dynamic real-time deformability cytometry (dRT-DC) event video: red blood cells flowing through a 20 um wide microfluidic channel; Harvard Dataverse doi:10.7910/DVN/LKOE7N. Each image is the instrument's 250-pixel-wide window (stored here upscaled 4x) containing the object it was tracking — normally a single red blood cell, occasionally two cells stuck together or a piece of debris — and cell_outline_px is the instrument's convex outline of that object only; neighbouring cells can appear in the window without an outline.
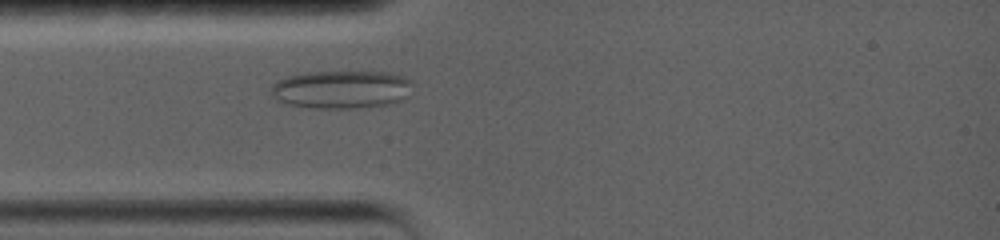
{"species": "common noctule bat (a hibernating species)", "species_latin": "Nyctalus noctula", "temperature_condition": "warm", "stored_images_in_passage": 49, "camera_frame_rate_fps": 5000, "um_per_image_px": 0.085, "animal": {"sex": "female", "body_mass_g": 19.0, "forearm_length_mm": 56.7}, "frame": {"image": 1, "passage_image": 9, "time_ms": 3.6, "image_size_px": [1000, 240], "cell_outline_px": [[412, 84], [408, 96], [400, 100], [388, 104], [352, 108], [312, 108], [288, 104], [272, 96], [272, 84], [288, 76], [308, 72], [384, 72], [404, 76], [412, 80]], "centroid_in_image_um": [29.05, 7.6], "position_along_channel_um": 56.0, "area_um2": 31.15}}
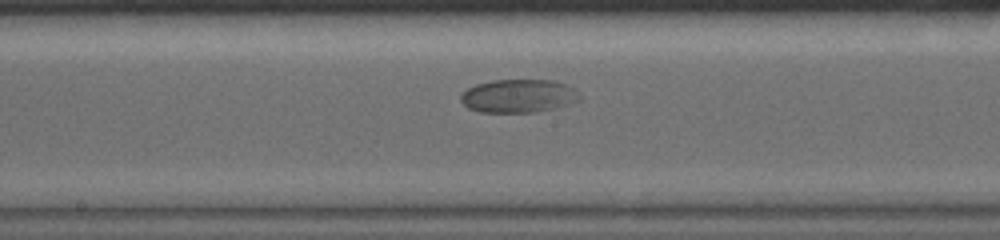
{"frame": {"image": 2, "passage_image": 29, "time_ms": 8.0, "image_size_px": [1000, 240], "cell_outline_px": [[580, 100], [556, 108], [536, 112], [480, 112], [468, 108], [460, 100], [460, 96], [468, 88], [476, 84], [492, 80], [556, 80], [576, 88], [580, 92]], "centroid_in_image_um": [44.11, 8.15], "position_along_channel_um": 204.1, "area_um2": 23.29}}
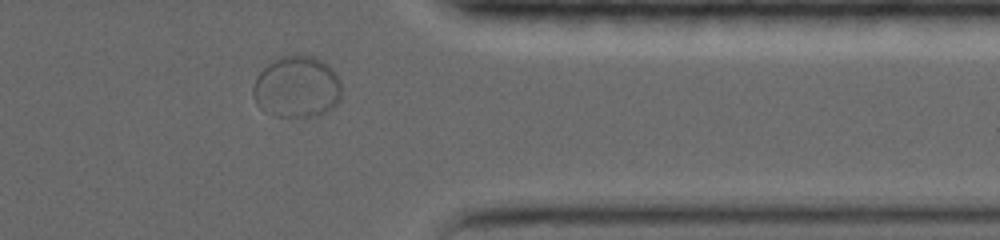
{"frame": {"image": 3, "passage_image": 44, "time_ms": 13.6, "image_size_px": [1000, 240], "cell_outline_px": [[340, 100], [332, 108], [316, 116], [276, 116], [264, 112], [256, 104], [252, 96], [252, 88], [256, 76], [268, 64], [280, 56], [296, 52], [312, 56], [320, 60], [336, 72], [340, 80]], "centroid_in_image_um": [25.2, 7.37], "position_along_channel_um": 386.2, "area_um2": 32.19}}